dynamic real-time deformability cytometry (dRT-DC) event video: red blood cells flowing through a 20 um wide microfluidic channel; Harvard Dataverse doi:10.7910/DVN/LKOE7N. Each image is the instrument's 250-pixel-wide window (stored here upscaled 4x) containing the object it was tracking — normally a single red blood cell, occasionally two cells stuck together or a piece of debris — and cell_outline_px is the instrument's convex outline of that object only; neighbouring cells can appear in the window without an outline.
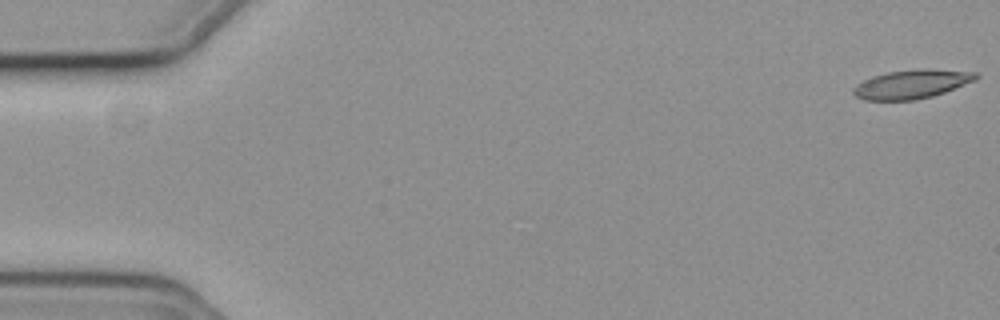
{"species": "common noctule bat (a hibernating species)", "species_latin": "Nyctalus noctula", "temperature_condition": "cold", "stored_images_in_passage": 51, "camera_frame_rate_fps": 3000, "um_per_image_px": 0.085, "animal": {"sex": "female", "body_mass_g": 19.3, "forearm_length_mm": 54.1}, "frame": {"image": 1, "passage_image": 1, "time_ms": 0.0, "image_size_px": [1000, 320], "cell_outline_px": [[980, 76], [976, 80], [944, 92], [932, 96], [916, 100], [864, 100], [856, 96], [852, 92], [852, 88], [856, 84], [872, 76], [888, 72], [920, 68], [976, 72]], "centroid_in_image_um": [77.48, 7.15], "position_along_channel_um": 7.5, "area_um2": 20.63}}
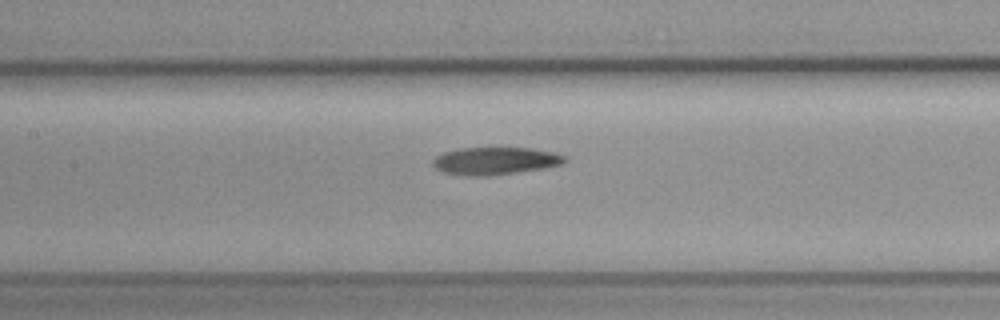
{"frame": {"image": 2, "passage_image": 26, "time_ms": 8.333, "image_size_px": [1000, 320], "cell_outline_px": [[568, 160], [564, 164], [544, 168], [488, 176], [472, 176], [444, 172], [436, 168], [432, 164], [432, 160], [436, 156], [444, 152], [460, 148], [532, 148], [556, 152], [564, 156]], "centroid_in_image_um": [42.13, 13.67], "position_along_channel_um": 165.3, "area_um2": 21.15}}
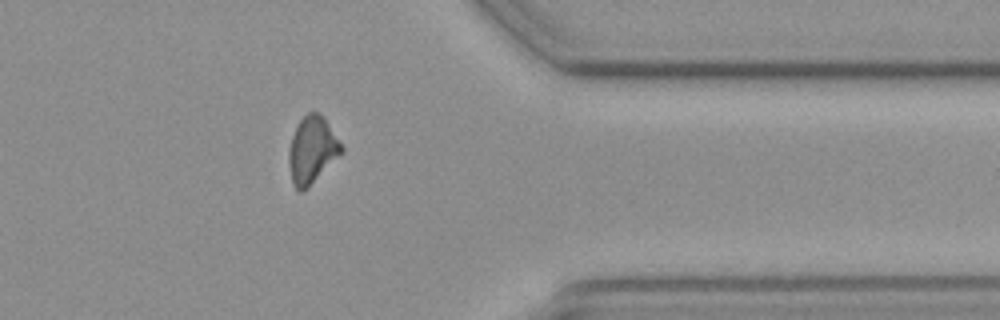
{"frame": {"image": 3, "passage_image": 45, "time_ms": 14.667, "image_size_px": [1000, 320], "cell_outline_px": [[344, 152], [308, 188], [300, 192], [292, 184], [288, 164], [288, 152], [292, 136], [300, 120], [308, 112], [320, 112], [324, 116], [344, 148]], "centroid_in_image_um": [26.54, 12.76], "position_along_channel_um": 384.9, "area_um2": 20.75}}